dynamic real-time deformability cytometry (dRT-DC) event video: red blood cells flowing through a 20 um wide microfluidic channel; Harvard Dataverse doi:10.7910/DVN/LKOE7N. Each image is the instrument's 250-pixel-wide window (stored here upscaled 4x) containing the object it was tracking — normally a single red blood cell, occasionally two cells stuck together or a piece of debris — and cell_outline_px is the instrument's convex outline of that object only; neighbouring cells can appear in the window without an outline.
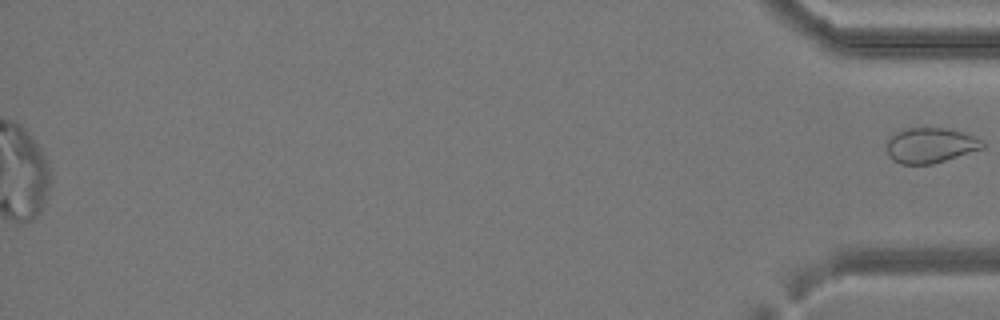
{"species": "common noctule bat (a hibernating species)", "species_latin": "Nyctalus noctula", "temperature_condition": "cold", "stored_images_in_passage": 42, "segment_of_instrument_passage": [2, 2], "camera_frame_rate_fps": 3000, "um_per_image_px": 0.085, "animal": {"sex": "female", "body_mass_g": 24.6, "forearm_length_mm": 56.2}, "frame": {"image": 1, "passage_image": 42, "time_ms": 13.667, "image_size_px": [1000, 320], "cell_outline_px": [[984, 148], [932, 164], [900, 164], [892, 160], [888, 156], [888, 140], [896, 132], [908, 128], [944, 128], [964, 132], [984, 140]], "centroid_in_image_um": [79.11, 12.35], "position_along_channel_um": 356.1, "area_um2": 19.59}}